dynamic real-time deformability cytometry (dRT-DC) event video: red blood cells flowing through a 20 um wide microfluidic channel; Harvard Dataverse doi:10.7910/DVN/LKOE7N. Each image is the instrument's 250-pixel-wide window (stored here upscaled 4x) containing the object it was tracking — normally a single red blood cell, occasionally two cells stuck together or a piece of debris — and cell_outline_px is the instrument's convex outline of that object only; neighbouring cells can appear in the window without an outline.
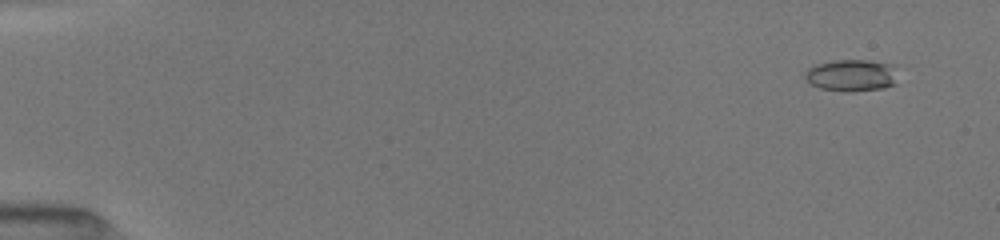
{"species": "common noctule bat (a hibernating species)", "species_latin": "Nyctalus noctula", "temperature_condition": "room temperature", "stored_images_in_passage": 43, "camera_frame_rate_fps": 3000, "um_per_image_px": 0.085, "animal": {"sex": "female", "body_mass_g": 19.5, "forearm_length_mm": 54.1}, "frame": {"image": 1, "passage_image": 4, "time_ms": 1.0, "image_size_px": [1000, 240], "cell_outline_px": [[896, 84], [884, 88], [852, 92], [844, 92], [820, 88], [808, 84], [804, 76], [804, 72], [808, 68], [816, 64], [832, 60], [868, 60], [888, 64]], "centroid_in_image_um": [72.25, 6.42], "position_along_channel_um": 12.8, "area_um2": 17.11}}
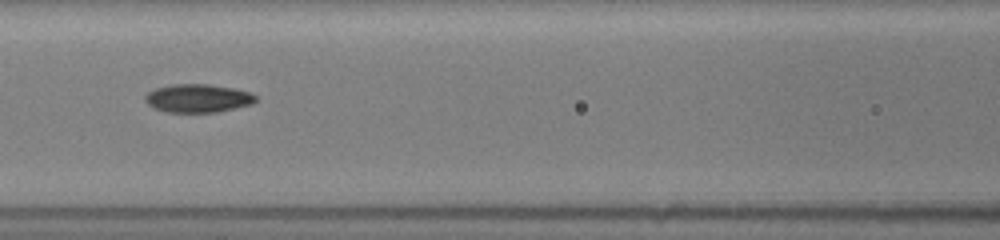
{"frame": {"image": 2, "passage_image": 25, "time_ms": 8.0, "image_size_px": [1000, 240], "cell_outline_px": [[256, 100], [252, 104], [236, 108], [216, 112], [168, 112], [152, 108], [144, 100], [144, 96], [148, 92], [156, 88], [172, 84], [208, 84], [236, 88], [248, 92], [256, 96]], "centroid_in_image_um": [16.8, 8.35], "position_along_channel_um": 149.8, "area_um2": 18.32}}
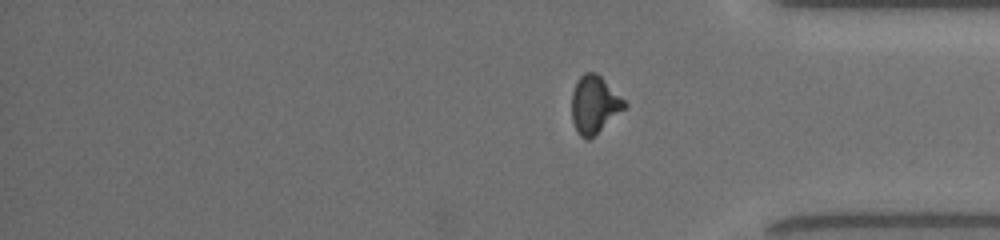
{"frame": {"image": 3, "passage_image": 43, "time_ms": 14.0, "image_size_px": [1000, 240], "cell_outline_px": [[628, 104], [624, 108], [588, 140], [580, 136], [572, 120], [572, 92], [576, 80], [584, 72], [596, 72]], "centroid_in_image_um": [50.48, 8.85], "position_along_channel_um": 384.7, "area_um2": 17.22}, "authors_computed_cell_mechanics": {"area_um2": 17.7446, "velocity_mm_per_s": 4.049, "shape_relaxation_time_tau1_ms": 3.8332, "shape_relaxation_time_tau2_ms": 2.6579, "deformation_change_tau1": 0.1619, "deformation_change_tau2": 0.0888}}